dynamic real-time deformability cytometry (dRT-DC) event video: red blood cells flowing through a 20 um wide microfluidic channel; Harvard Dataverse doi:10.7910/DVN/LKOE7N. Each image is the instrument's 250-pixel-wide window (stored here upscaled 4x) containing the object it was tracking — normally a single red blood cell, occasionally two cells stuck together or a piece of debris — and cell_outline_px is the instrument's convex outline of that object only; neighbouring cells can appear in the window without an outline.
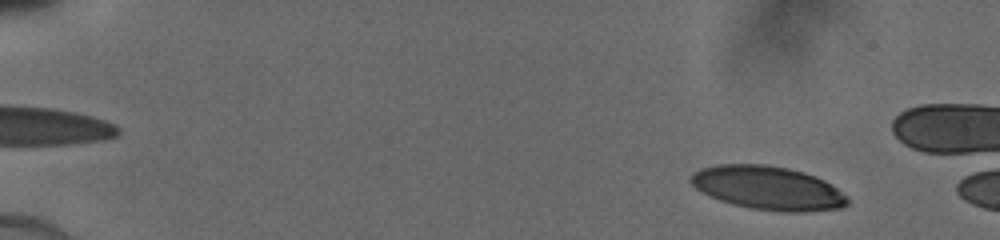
{"species": "human", "species_latin": "Homo sapiens", "temperature_condition": "cold", "stored_images_in_passage": 48, "camera_frame_rate_fps": 3000, "um_per_image_px": 0.085, "donor": {"sex": "male"}, "frame": {"image": 1, "passage_image": 5, "time_ms": 1.333, "image_size_px": [1000, 240], "cell_outline_px": [[848, 204], [840, 208], [804, 212], [784, 212], [752, 208], [732, 204], [720, 200], [696, 188], [688, 180], [692, 172], [700, 168], [720, 164], [764, 164], [788, 168], [804, 172], [816, 176], [824, 180], [848, 196]], "centroid_in_image_um": [65.28, 15.97], "position_along_channel_um": 19.7, "area_um2": 39.82}}
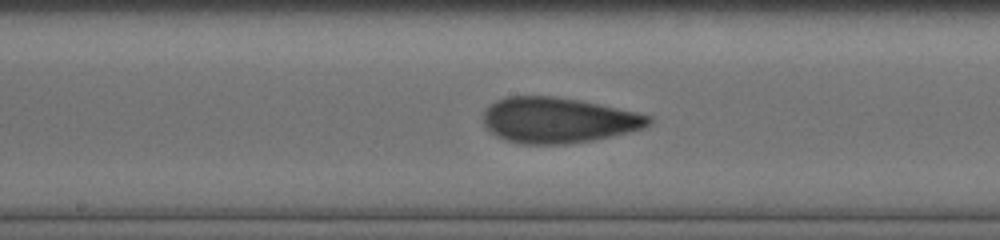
{"frame": {"image": 2, "passage_image": 28, "time_ms": 9.0, "image_size_px": [1000, 240], "cell_outline_px": [[652, 120], [644, 128], [628, 132], [592, 140], [568, 144], [520, 144], [496, 136], [488, 132], [484, 124], [484, 112], [496, 100], [508, 96], [556, 96], [580, 100], [636, 112], [652, 116]], "centroid_in_image_um": [47.43, 10.22], "position_along_channel_um": 200.8, "area_um2": 43.81}}
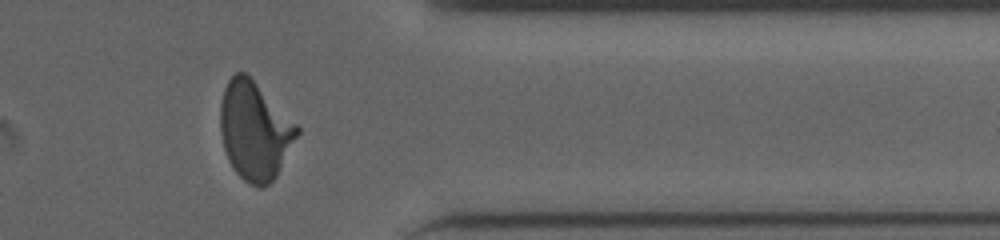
{"frame": {"image": 3, "passage_image": 42, "time_ms": 13.667, "image_size_px": [1000, 240], "cell_outline_px": [[300, 132], [276, 176], [264, 188], [260, 188], [248, 184], [236, 172], [228, 160], [224, 148], [220, 132], [220, 104], [224, 88], [228, 80], [236, 72], [244, 72], [300, 128]], "centroid_in_image_um": [21.62, 11.15], "position_along_channel_um": 389.8, "area_um2": 43.35}}